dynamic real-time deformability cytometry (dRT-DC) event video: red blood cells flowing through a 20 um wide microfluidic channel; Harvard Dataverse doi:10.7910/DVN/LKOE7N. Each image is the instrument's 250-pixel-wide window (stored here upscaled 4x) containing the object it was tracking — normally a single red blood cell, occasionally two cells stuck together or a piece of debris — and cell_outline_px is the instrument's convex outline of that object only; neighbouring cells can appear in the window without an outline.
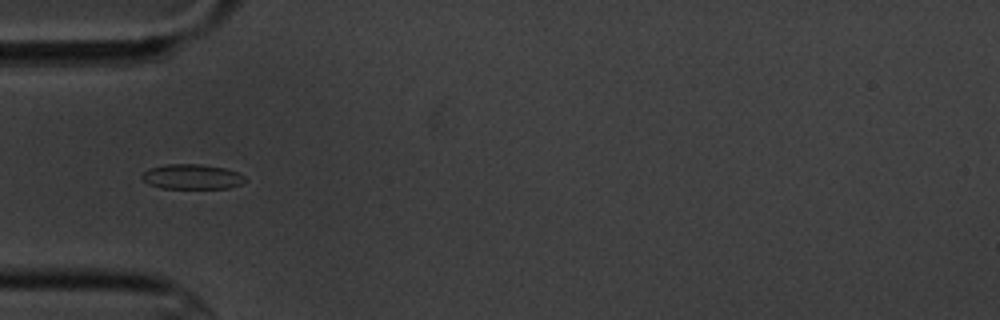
{"species": "common noctule bat (a hibernating species)", "species_latin": "Nyctalus noctula", "temperature_condition": "cold", "stored_images_in_passage": 11, "camera_frame_rate_fps": 3000, "um_per_image_px": 0.085, "animal": {"sex": "male", "body_mass_g": 20.1, "forearm_length_mm": 53.5}, "frame": {"image": 1, "passage_image": 5, "time_ms": 4.667, "image_size_px": [1000, 320], "cell_outline_px": [[248, 180], [240, 184], [228, 188], [160, 188], [148, 184], [140, 176], [148, 168], [168, 164], [200, 164], [224, 168], [236, 172], [244, 176]], "centroid_in_image_um": [16.3, 15.02], "position_along_channel_um": 68.7, "area_um2": 14.97}}
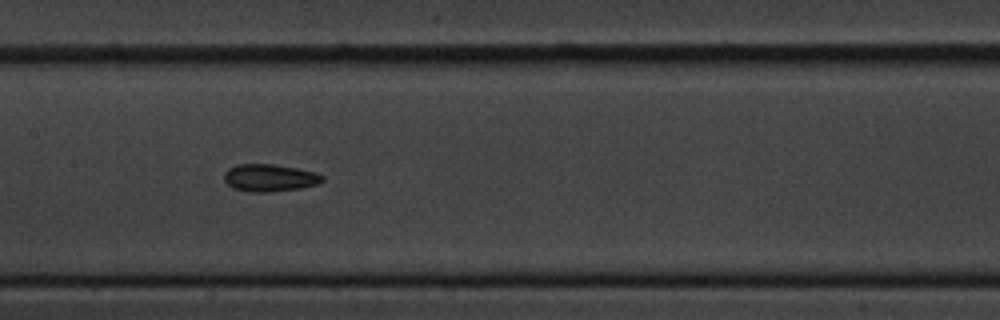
{"frame": {"image": 2, "passage_image": 8, "time_ms": 8.0, "image_size_px": [1000, 320], "cell_outline_px": [[324, 180], [316, 184], [300, 188], [264, 192], [252, 192], [232, 188], [224, 180], [224, 172], [228, 168], [236, 164], [272, 164], [296, 168], [316, 172], [324, 176]], "centroid_in_image_um": [22.89, 15.1], "position_along_channel_um": 184.5, "area_um2": 15.61}}
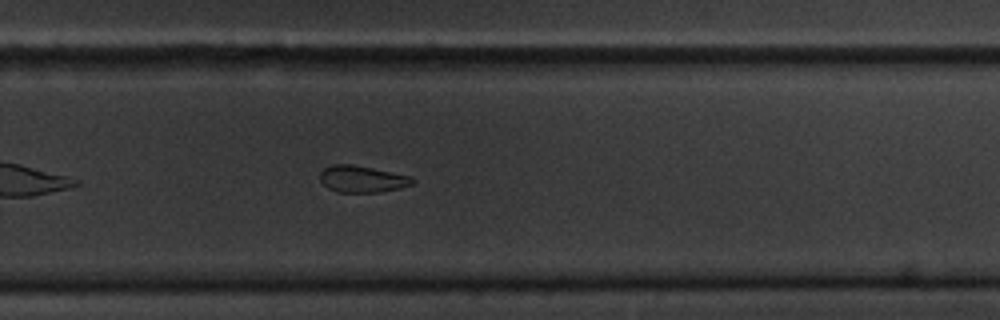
{"frame": {"image": 3, "passage_image": 11, "time_ms": 11.333, "image_size_px": [1000, 320], "cell_outline_px": [[416, 180], [412, 184], [400, 188], [376, 192], [340, 192], [328, 188], [320, 180], [320, 172], [324, 168], [332, 164], [352, 164], [372, 168], [408, 176]], "centroid_in_image_um": [30.75, 15.21], "position_along_channel_um": 299.1, "area_um2": 14.16}}